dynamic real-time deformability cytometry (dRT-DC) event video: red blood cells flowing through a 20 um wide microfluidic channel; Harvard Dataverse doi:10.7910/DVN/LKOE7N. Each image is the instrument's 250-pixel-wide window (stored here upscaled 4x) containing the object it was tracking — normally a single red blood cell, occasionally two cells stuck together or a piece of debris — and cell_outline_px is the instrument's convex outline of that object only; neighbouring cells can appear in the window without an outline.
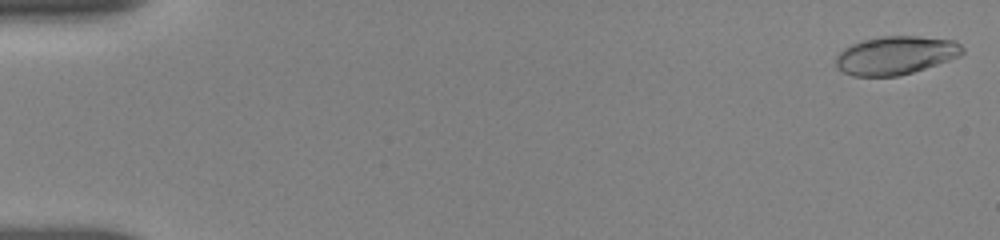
{"species": "human", "species_latin": "Homo sapiens", "temperature_condition": "room temperature", "stored_images_in_passage": 38, "camera_frame_rate_fps": 3000, "um_per_image_px": 0.085, "donor": {"sex": "female"}, "frame": {"image": 1, "passage_image": 1, "time_ms": 0.0, "image_size_px": [1000, 240], "cell_outline_px": [[964, 52], [960, 56], [900, 76], [852, 76], [836, 68], [836, 56], [844, 48], [852, 44], [864, 40], [880, 36], [920, 36], [956, 40], [964, 48]], "centroid_in_image_um": [76.14, 4.69], "position_along_channel_um": 8.9, "area_um2": 28.32}}
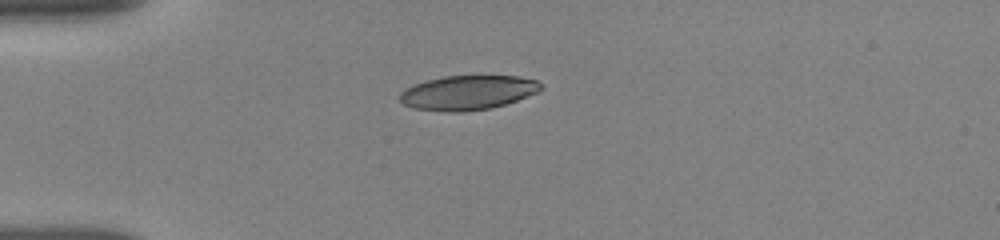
{"frame": {"image": 2, "passage_image": 21, "time_ms": 4.333, "image_size_px": [1000, 240], "cell_outline_px": [[540, 88], [536, 92], [516, 100], [504, 104], [488, 108], [464, 112], [444, 112], [412, 108], [404, 104], [400, 100], [400, 92], [404, 88], [412, 84], [424, 80], [444, 76], [520, 76], [536, 80], [540, 84]], "centroid_in_image_um": [39.67, 7.87], "position_along_channel_um": 45.3, "area_um2": 28.26}}
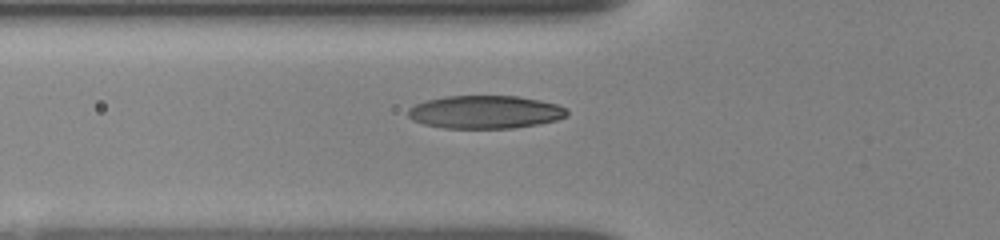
{"frame": {"image": 3, "passage_image": 32, "time_ms": 6.0, "image_size_px": [1000, 240], "cell_outline_px": [[568, 116], [556, 120], [540, 124], [516, 128], [444, 128], [424, 124], [412, 120], [408, 116], [408, 108], [424, 100], [444, 96], [516, 96], [540, 100], [556, 104], [564, 108], [568, 112]], "centroid_in_image_um": [41.22, 9.52], "position_along_channel_um": 84.6, "area_um2": 30.75}}